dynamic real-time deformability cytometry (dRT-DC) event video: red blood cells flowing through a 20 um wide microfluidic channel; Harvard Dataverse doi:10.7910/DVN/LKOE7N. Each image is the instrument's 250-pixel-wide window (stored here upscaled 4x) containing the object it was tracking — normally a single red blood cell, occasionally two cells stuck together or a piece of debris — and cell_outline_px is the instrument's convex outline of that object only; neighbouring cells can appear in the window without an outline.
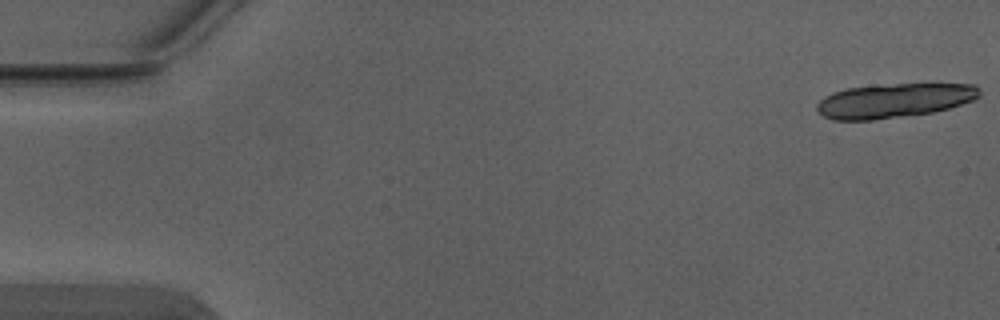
{"species": "Egyptian fruit bat (a non-hibernating species)", "species_latin": "Rousettus aegyptiacus", "temperature_condition": "warm", "stored_images_in_passage": 6, "segment_of_instrument_passage": [1, 2], "camera_frame_rate_fps": 3000, "um_per_image_px": 0.085, "animal": {"sex": "male"}, "frame": {"image": 1, "passage_image": 1, "time_ms": 0.0, "image_size_px": [1000, 320], "cell_outline_px": [[980, 96], [972, 100], [948, 108], [932, 112], [872, 120], [832, 120], [824, 116], [816, 108], [816, 104], [824, 96], [832, 92], [848, 88], [896, 84], [976, 84], [980, 88]], "centroid_in_image_um": [75.99, 8.55], "position_along_channel_um": 9.0, "area_um2": 32.19}}
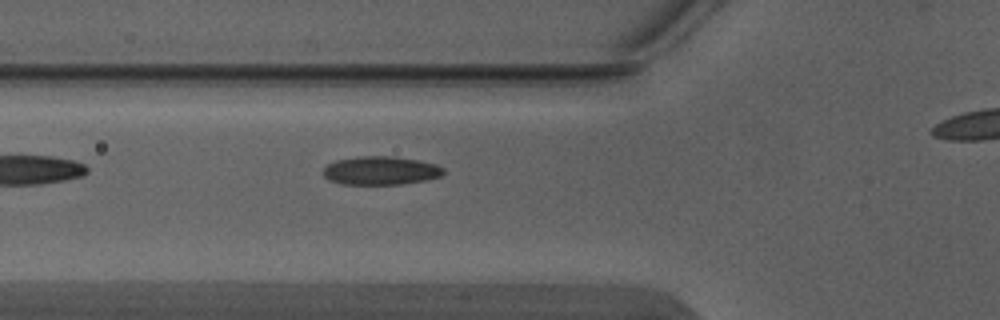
{"frame": {"image": 2, "passage_image": 5, "time_ms": 1.333, "image_size_px": [1000, 320], "cell_outline_px": [[444, 172], [440, 176], [424, 180], [404, 184], [344, 184], [328, 180], [324, 176], [324, 168], [328, 164], [336, 160], [356, 156], [392, 156], [420, 160], [436, 164], [444, 168]], "centroid_in_image_um": [32.36, 14.49], "position_along_channel_um": 93.4, "area_um2": 20.0}}